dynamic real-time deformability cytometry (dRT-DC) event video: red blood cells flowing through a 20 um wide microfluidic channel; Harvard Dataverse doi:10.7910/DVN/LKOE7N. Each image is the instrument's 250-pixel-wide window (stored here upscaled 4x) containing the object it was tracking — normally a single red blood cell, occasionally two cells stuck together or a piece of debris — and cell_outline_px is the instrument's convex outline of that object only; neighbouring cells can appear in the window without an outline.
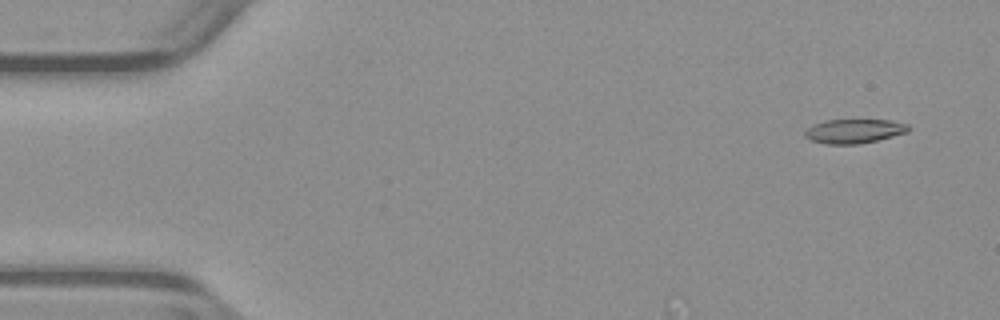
{"species": "common noctule bat (a hibernating species)", "species_latin": "Nyctalus noctula", "temperature_condition": "warm", "stored_images_in_passage": 9, "camera_frame_rate_fps": 3000, "um_per_image_px": 0.085, "animal": {"sex": "male", "body_mass_g": 23.1, "forearm_length_mm": 52.7}, "frame": {"image": 1, "passage_image": 1, "time_ms": 0.0, "image_size_px": [1000, 320], "cell_outline_px": [[912, 128], [908, 132], [860, 144], [824, 144], [808, 140], [804, 136], [804, 132], [812, 124], [824, 120], [892, 120], [908, 124]], "centroid_in_image_um": [72.58, 11.14], "position_along_channel_um": 12.4, "area_um2": 14.8}}